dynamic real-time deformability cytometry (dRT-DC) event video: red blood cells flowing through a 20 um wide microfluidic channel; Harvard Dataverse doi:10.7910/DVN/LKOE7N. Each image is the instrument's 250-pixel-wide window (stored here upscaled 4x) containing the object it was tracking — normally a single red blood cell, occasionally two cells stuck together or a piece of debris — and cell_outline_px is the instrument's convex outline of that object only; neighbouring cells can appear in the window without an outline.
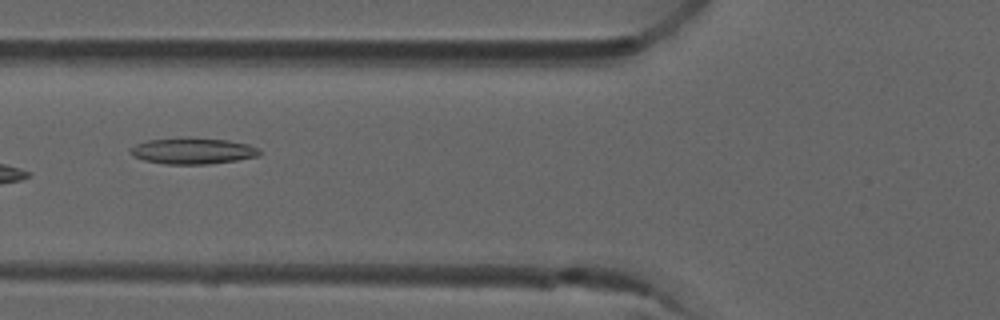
{"species": "common noctule bat (a hibernating species)", "species_latin": "Nyctalus noctula", "temperature_condition": "room temperature", "stored_images_in_passage": 6, "camera_frame_rate_fps": 3000, "um_per_image_px": 0.085, "animal": {"sex": "male", "forearm_length_mm": 52.5}, "frame": {"image": 1, "passage_image": 6, "time_ms": 1.667, "image_size_px": [1000, 320], "cell_outline_px": [[260, 156], [236, 160], [208, 164], [164, 164], [144, 160], [128, 152], [128, 148], [136, 144], [148, 140], [184, 136], [188, 136], [228, 140], [248, 144], [260, 148]], "centroid_in_image_um": [16.38, 12.8], "position_along_channel_um": 109.4, "area_um2": 20.11}}